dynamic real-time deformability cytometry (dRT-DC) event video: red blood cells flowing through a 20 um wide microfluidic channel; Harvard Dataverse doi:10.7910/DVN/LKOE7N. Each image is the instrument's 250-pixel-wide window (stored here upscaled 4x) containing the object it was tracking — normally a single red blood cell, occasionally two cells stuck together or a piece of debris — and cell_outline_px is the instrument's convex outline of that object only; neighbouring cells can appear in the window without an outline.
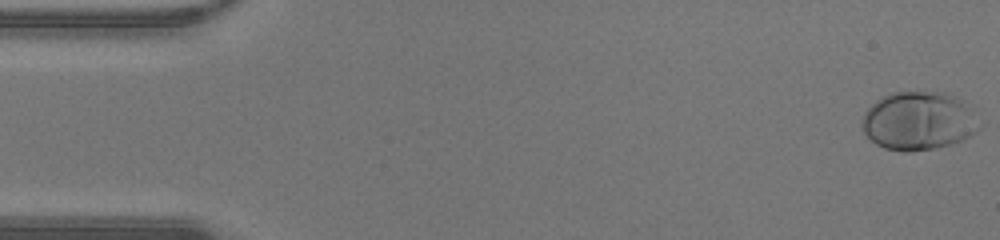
{"species": "human", "species_latin": "Homo sapiens", "temperature_condition": "warm", "stored_images_in_passage": 47, "camera_frame_rate_fps": 3000, "um_per_image_px": 0.085, "donor": {"sex": "male"}, "frame": {"image": 1, "passage_image": 1, "time_ms": 0.0, "image_size_px": [1000, 240], "cell_outline_px": [[984, 124], [976, 132], [952, 144], [936, 148], [904, 152], [884, 148], [876, 144], [864, 132], [860, 124], [864, 112], [876, 100], [892, 92], [944, 92], [956, 96], [964, 100]], "centroid_in_image_um": [78.12, 10.27], "position_along_channel_um": 6.9, "area_um2": 40.4}}
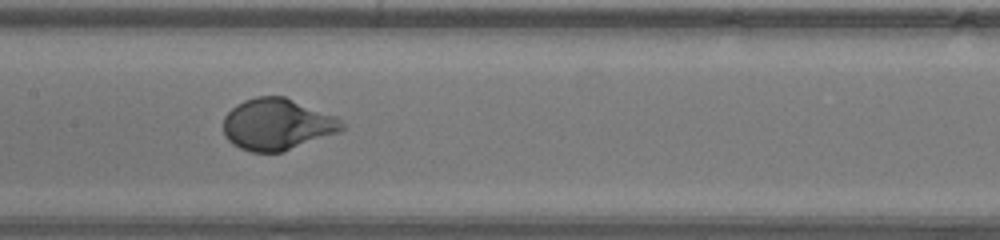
{"frame": {"image": 2, "passage_image": 23, "time_ms": 7.333, "image_size_px": [1000, 240], "cell_outline_px": [[344, 128], [340, 132], [280, 152], [252, 152], [240, 148], [232, 144], [224, 136], [224, 116], [236, 104], [244, 100], [256, 96], [284, 96], [336, 116], [344, 124]], "centroid_in_image_um": [23.54, 10.56], "position_along_channel_um": 183.9, "area_um2": 35.49}}
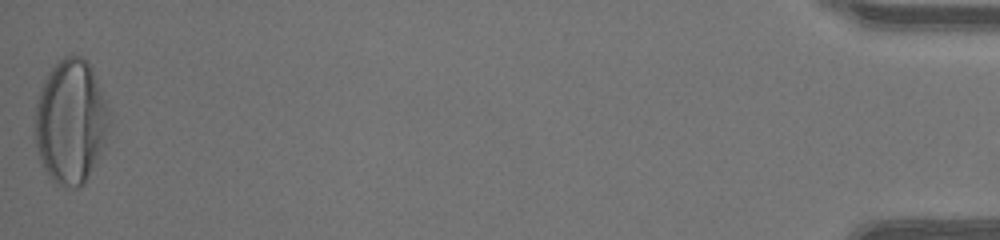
{"frame": {"image": 3, "passage_image": 47, "time_ms": 15.333, "image_size_px": [1000, 240], "cell_outline_px": [[112, 120], [104, 144], [84, 184], [76, 188], [64, 188], [56, 184], [48, 176], [40, 160], [36, 144], [36, 104], [40, 88], [48, 72], [68, 52], [80, 56], [88, 60], [92, 68], [112, 112]], "centroid_in_image_um": [6.05, 10.31], "position_along_channel_um": 429.2, "area_um2": 54.39}, "authors_computed_cell_mechanics": {"area_um2": 35.6626, "velocity_mm_per_s": 4.3955, "shape_relaxation_time_tau1_ms": 2.6675, "shape_relaxation_time_tau2_ms": null, "deformation_change_tau1": 0.2162, "deformation_change_tau2": null}}